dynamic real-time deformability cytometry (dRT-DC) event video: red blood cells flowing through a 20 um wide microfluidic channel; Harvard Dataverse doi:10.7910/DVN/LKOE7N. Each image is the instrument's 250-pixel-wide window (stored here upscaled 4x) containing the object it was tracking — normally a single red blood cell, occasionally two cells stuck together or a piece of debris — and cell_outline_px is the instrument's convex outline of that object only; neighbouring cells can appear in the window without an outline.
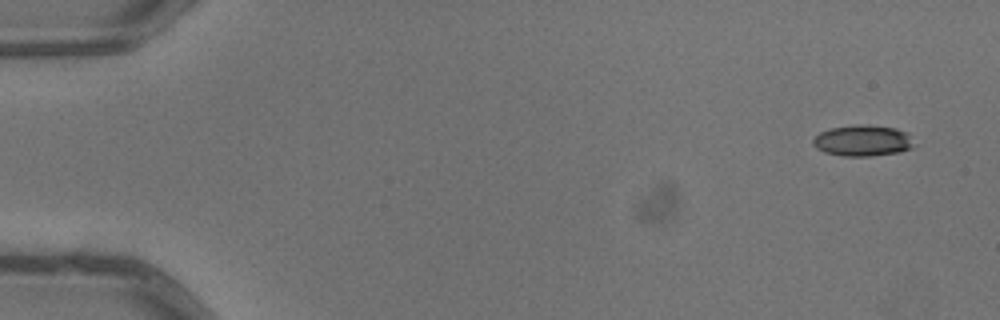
{"species": "common noctule bat (a hibernating species)", "species_latin": "Nyctalus noctula", "temperature_condition": "warm", "stored_images_in_passage": 3, "camera_frame_rate_fps": 3000, "um_per_image_px": 0.085, "animal": {"sex": "male", "body_mass_g": 13.3}, "frame": {"image": 1, "passage_image": 1, "time_ms": 0.0, "image_size_px": [1000, 320], "cell_outline_px": [[916, 144], [912, 148], [900, 152], [868, 156], [844, 156], [824, 152], [816, 148], [812, 144], [812, 140], [820, 132], [832, 128], [860, 124], [896, 128], [908, 132]], "centroid_in_image_um": [73.37, 11.96], "position_along_channel_um": 11.6, "area_um2": 18.38}}